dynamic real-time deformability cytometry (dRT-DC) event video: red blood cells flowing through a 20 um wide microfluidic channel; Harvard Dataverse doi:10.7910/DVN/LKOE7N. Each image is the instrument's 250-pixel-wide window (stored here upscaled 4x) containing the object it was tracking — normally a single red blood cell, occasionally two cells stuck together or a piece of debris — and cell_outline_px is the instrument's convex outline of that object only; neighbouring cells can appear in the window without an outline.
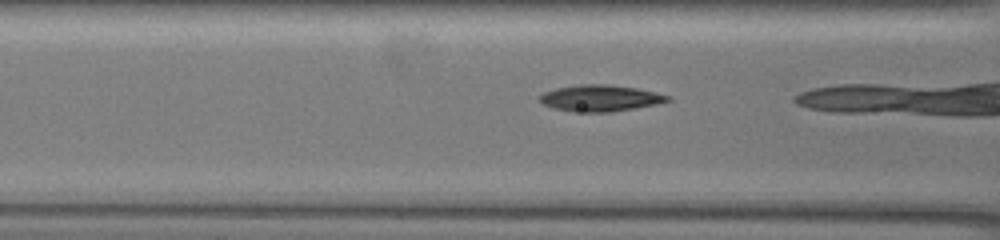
{"species": "common noctule bat (a hibernating species)", "species_latin": "Nyctalus noctula", "temperature_condition": "warm", "stored_images_in_passage": 5, "camera_frame_rate_fps": 3000, "um_per_image_px": 0.085, "animal": {"sex": "female", "body_mass_g": 19.5, "forearm_length_mm": 54.1}, "frame": {"image": 1, "passage_image": 4, "time_ms": 1.0, "image_size_px": [1000, 240], "cell_outline_px": [[672, 100], [656, 104], [612, 112], [572, 112], [556, 108], [544, 104], [540, 100], [540, 96], [544, 92], [556, 88], [580, 84], [608, 84], [636, 88], [668, 96]], "centroid_in_image_um": [51.0, 8.34], "position_along_channel_um": 115.6, "area_um2": 19.42}}